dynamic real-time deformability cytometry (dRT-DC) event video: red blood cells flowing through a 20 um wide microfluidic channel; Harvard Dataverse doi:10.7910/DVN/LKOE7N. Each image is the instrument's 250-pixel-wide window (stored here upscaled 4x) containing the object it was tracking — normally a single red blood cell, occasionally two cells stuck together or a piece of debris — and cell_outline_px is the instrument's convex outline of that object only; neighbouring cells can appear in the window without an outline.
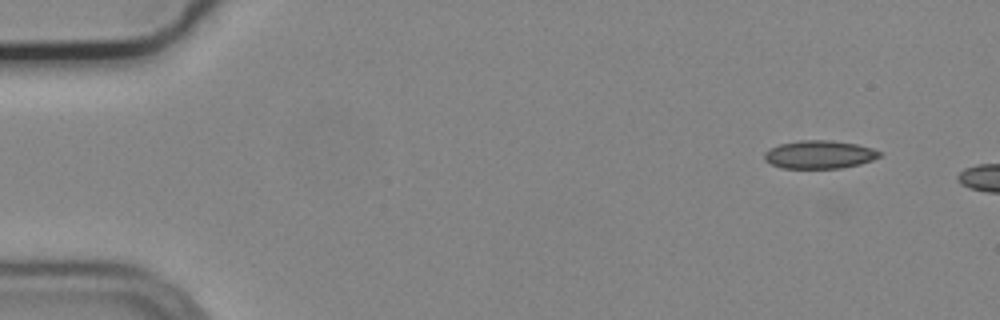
{"species": "common noctule bat (a hibernating species)", "species_latin": "Nyctalus noctula", "temperature_condition": "cold", "stored_images_in_passage": 3, "camera_frame_rate_fps": 3000, "um_per_image_px": 0.085, "animal": {"sex": "male", "body_mass_g": 19.2, "forearm_length_mm": 51.8}, "frame": {"image": 1, "passage_image": 1, "time_ms": 0.0, "image_size_px": [1000, 320], "cell_outline_px": [[884, 152], [880, 156], [872, 160], [860, 164], [840, 168], [780, 168], [764, 160], [764, 152], [768, 148], [780, 144], [800, 140], [832, 140], [856, 144], [872, 148]], "centroid_in_image_um": [69.64, 13.13], "position_along_channel_um": 15.4, "area_um2": 19.02}}